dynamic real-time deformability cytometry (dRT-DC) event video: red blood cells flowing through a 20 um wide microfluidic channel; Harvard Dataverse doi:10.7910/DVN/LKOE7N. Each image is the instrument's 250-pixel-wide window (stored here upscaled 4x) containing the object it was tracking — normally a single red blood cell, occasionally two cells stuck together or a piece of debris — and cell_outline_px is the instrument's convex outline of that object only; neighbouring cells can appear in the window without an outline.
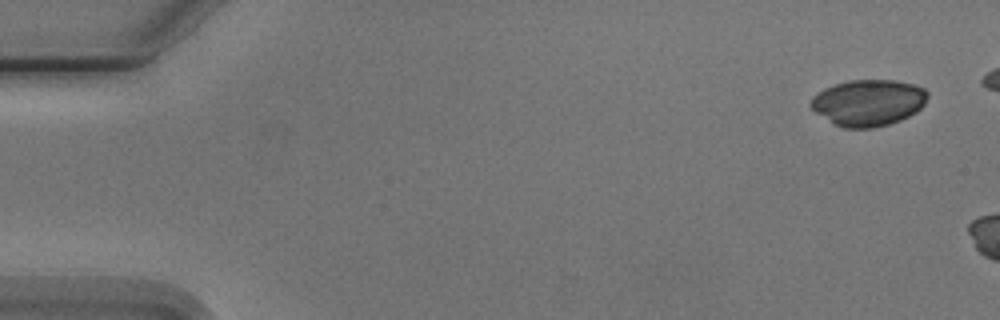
{"species": "Egyptian fruit bat (a non-hibernating species)", "species_latin": "Rousettus aegyptiacus", "temperature_condition": "cold", "stored_images_in_passage": 3, "camera_frame_rate_fps": 3000, "um_per_image_px": 0.085, "animal": {"sex": "male"}, "frame": {"image": 1, "passage_image": 1, "time_ms": 0.0, "image_size_px": [1000, 320], "cell_outline_px": [[928, 96], [924, 104], [916, 112], [900, 120], [888, 124], [872, 128], [844, 128], [832, 124], [816, 112], [808, 104], [812, 96], [824, 88], [848, 80], [892, 80], [912, 84], [924, 88], [928, 92]], "centroid_in_image_um": [73.78, 8.73], "position_along_channel_um": 11.2, "area_um2": 31.62}}